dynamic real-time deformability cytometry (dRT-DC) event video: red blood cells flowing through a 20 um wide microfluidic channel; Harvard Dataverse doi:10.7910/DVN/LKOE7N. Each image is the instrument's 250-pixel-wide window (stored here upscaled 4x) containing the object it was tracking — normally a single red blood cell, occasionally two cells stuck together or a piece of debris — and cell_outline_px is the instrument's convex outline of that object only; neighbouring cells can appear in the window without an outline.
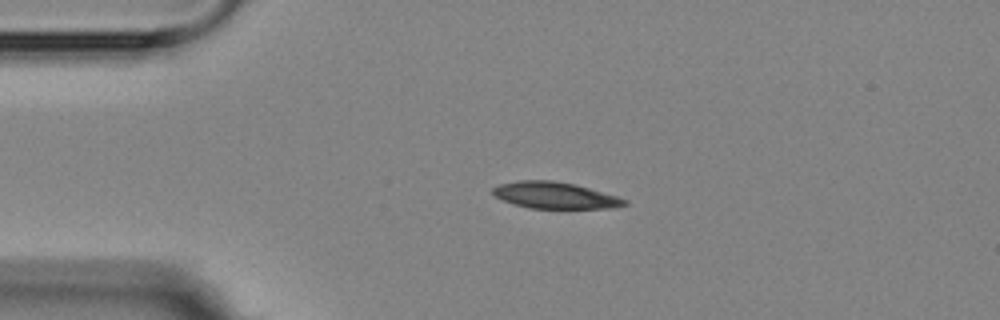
{"species": "Egyptian fruit bat (a non-hibernating species)", "species_latin": "Rousettus aegyptiacus", "temperature_condition": "room temperature", "stored_images_in_passage": 6, "segment_of_instrument_passage": [1, 2], "camera_frame_rate_fps": 3000, "um_per_image_px": 0.085, "animal": {"sex": "female"}, "frame": {"image": 1, "passage_image": 3, "time_ms": 2.333, "image_size_px": [1000, 320], "cell_outline_px": [[628, 204], [616, 208], [528, 208], [512, 204], [496, 196], [492, 192], [492, 188], [500, 184], [520, 180], [552, 180], [576, 184], [616, 196], [628, 200]], "centroid_in_image_um": [47.19, 16.6], "position_along_channel_um": 37.8, "area_um2": 20.35}}